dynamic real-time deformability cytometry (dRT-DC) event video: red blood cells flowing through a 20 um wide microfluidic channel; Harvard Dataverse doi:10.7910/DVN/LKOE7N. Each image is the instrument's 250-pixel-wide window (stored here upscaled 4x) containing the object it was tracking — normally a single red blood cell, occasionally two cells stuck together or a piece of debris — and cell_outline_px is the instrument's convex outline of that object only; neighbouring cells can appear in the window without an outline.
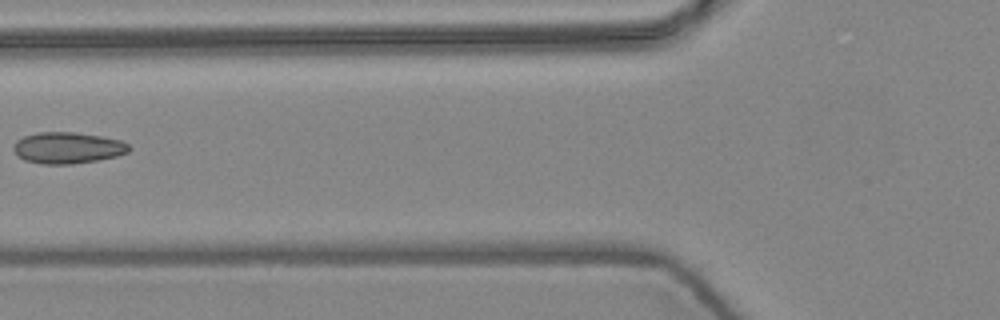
{"species": "common noctule bat (a hibernating species)", "species_latin": "Nyctalus noctula", "temperature_condition": "warm", "stored_images_in_passage": 6, "camera_frame_rate_fps": 3000, "um_per_image_px": 0.085, "animal": {"sex": "female", "body_mass_g": 24.6, "forearm_length_mm": 56.2}, "frame": {"image": 1, "passage_image": 5, "time_ms": 1.333, "image_size_px": [1000, 320], "cell_outline_px": [[132, 148], [128, 152], [116, 156], [96, 160], [72, 164], [40, 164], [24, 160], [16, 156], [12, 148], [16, 140], [24, 136], [40, 132], [76, 132], [100, 136], [120, 140], [128, 144]], "centroid_in_image_um": [5.71, 12.57], "position_along_channel_um": 120.1, "area_um2": 21.21}}
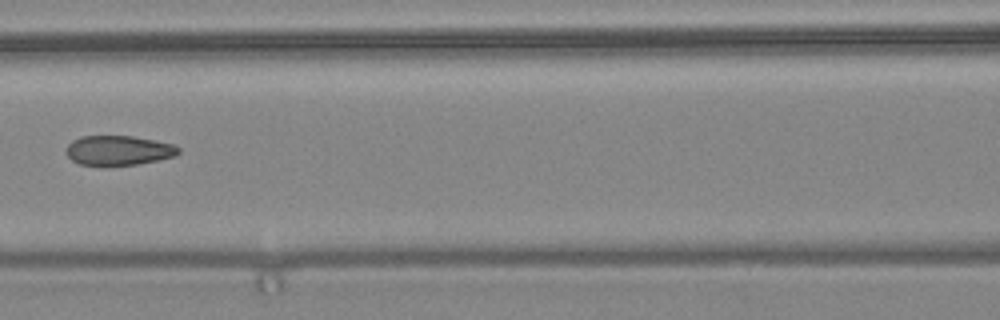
{"frame": {"image": 2, "passage_image": 6, "time_ms": 1.667, "image_size_px": [1000, 320], "cell_outline_px": [[180, 152], [176, 156], [136, 164], [108, 168], [104, 168], [80, 164], [72, 160], [68, 156], [68, 144], [72, 140], [80, 136], [132, 136], [172, 144], [180, 148]], "centroid_in_image_um": [10.05, 12.82], "position_along_channel_um": 156.6, "area_um2": 19.77}}